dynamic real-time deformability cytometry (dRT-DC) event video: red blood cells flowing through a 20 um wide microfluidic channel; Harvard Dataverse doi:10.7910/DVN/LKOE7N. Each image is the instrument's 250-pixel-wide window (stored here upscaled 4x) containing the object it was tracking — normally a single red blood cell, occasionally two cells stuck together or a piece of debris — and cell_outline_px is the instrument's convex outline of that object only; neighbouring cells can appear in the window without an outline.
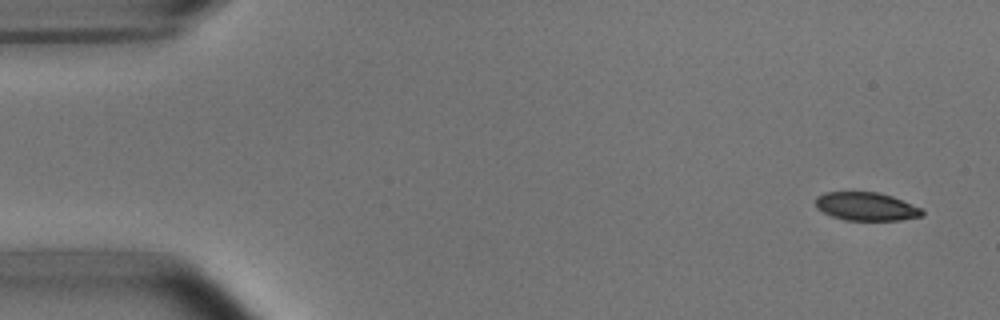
{"species": "common noctule bat (a hibernating species)", "species_latin": "Nyctalus noctula", "temperature_condition": "room temperature", "stored_images_in_passage": 4, "camera_frame_rate_fps": 3000, "um_per_image_px": 0.085, "animal": {"sex": "male", "body_mass_g": 15.6}, "frame": {"image": 1, "passage_image": 1, "time_ms": 0.0, "image_size_px": [1000, 320], "cell_outline_px": [[924, 216], [900, 220], [844, 220], [832, 216], [816, 208], [816, 196], [824, 192], [880, 192], [892, 196], [920, 208], [924, 212]], "centroid_in_image_um": [73.62, 17.55], "position_along_channel_um": 11.4, "area_um2": 17.57}}
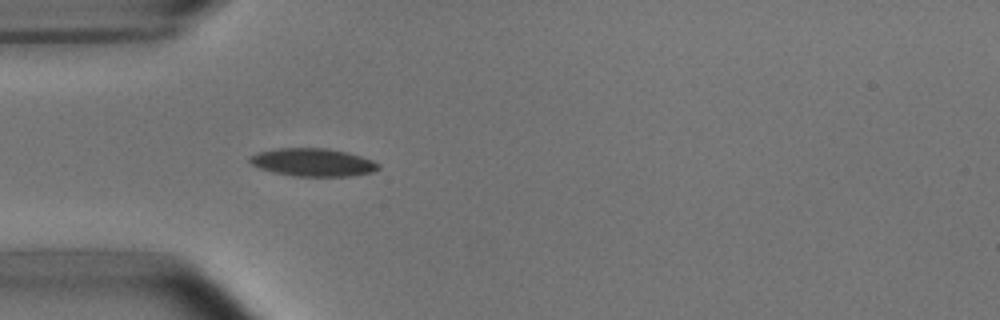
{"frame": {"image": 2, "passage_image": 4, "time_ms": 4.333, "image_size_px": [1000, 320], "cell_outline_px": [[380, 168], [372, 172], [348, 176], [292, 176], [260, 168], [252, 164], [248, 160], [248, 156], [260, 152], [276, 148], [328, 148], [348, 152], [372, 160], [380, 164]], "centroid_in_image_um": [26.6, 13.79], "position_along_channel_um": 58.4, "area_um2": 20.87}}